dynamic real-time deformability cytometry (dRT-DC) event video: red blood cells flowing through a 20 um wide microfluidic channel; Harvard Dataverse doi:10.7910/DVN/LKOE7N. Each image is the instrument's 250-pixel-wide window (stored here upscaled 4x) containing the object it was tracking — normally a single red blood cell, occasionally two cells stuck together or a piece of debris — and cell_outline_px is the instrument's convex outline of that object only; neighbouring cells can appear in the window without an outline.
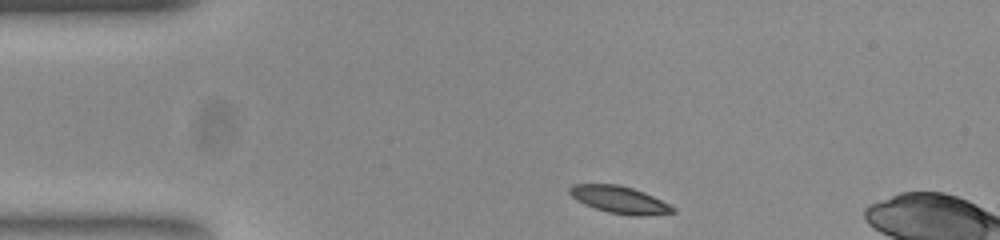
{"species": "common noctule bat (a hibernating species)", "species_latin": "Nyctalus noctula", "temperature_condition": "room temperature", "stored_images_in_passage": 45, "camera_frame_rate_fps": 3000, "um_per_image_px": 0.085, "animal": {"sex": "female", "body_mass_g": 23.0, "forearm_length_mm": 53.4}, "frame": {"image": 1, "passage_image": 1, "time_ms": 0.0, "image_size_px": [1000, 240], "cell_outline_px": [[676, 212], [644, 216], [632, 216], [608, 212], [584, 204], [576, 200], [568, 192], [568, 188], [572, 184], [616, 184], [632, 188], [644, 192], [676, 208]], "centroid_in_image_um": [52.64, 16.98], "position_along_channel_um": 32.4, "area_um2": 16.3}}
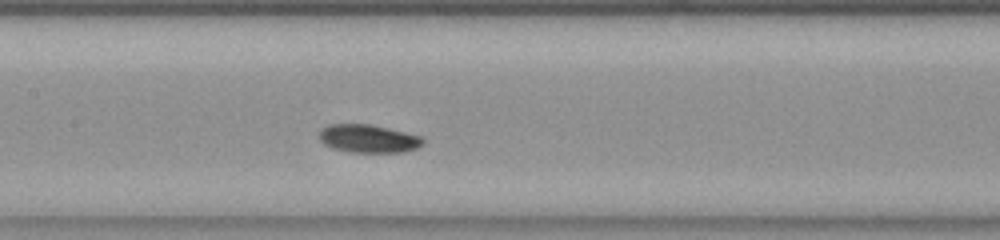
{"frame": {"image": 2, "passage_image": 16, "time_ms": 5.0, "image_size_px": [1000, 240], "cell_outline_px": [[424, 144], [416, 148], [404, 152], [348, 152], [332, 148], [324, 144], [320, 140], [320, 132], [328, 124], [368, 124], [388, 128], [420, 136], [424, 140]], "centroid_in_image_um": [31.31, 11.79], "position_along_channel_um": 176.1, "area_um2": 16.88}}
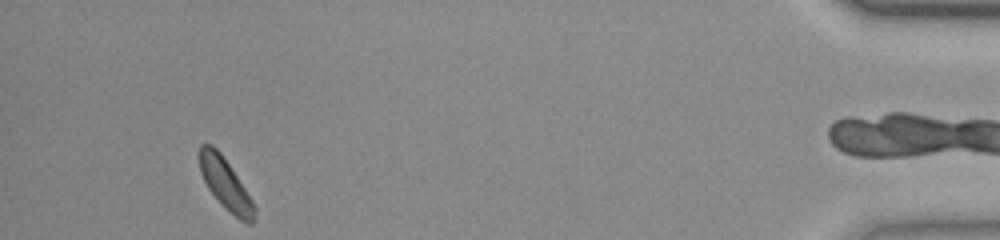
{"frame": {"image": 3, "passage_image": 41, "time_ms": 13.333, "image_size_px": [1000, 240], "cell_outline_px": [[256, 220], [252, 224], [248, 224], [240, 220], [220, 204], [208, 188], [200, 172], [200, 144], [212, 144], [220, 152], [252, 200], [256, 208]], "centroid_in_image_um": [19.18, 15.69], "position_along_channel_um": 416.0, "area_um2": 16.13}, "authors_computed_cell_mechanics": {"area_um2": 16.7042, "velocity_mm_per_s": 3.7677, "shape_relaxation_time_tau1_ms": 3.6541, "shape_relaxation_time_tau2_ms": 6.8386, "deformation_change_tau1": 0.0604, "deformation_change_tau2": 0.1119}}